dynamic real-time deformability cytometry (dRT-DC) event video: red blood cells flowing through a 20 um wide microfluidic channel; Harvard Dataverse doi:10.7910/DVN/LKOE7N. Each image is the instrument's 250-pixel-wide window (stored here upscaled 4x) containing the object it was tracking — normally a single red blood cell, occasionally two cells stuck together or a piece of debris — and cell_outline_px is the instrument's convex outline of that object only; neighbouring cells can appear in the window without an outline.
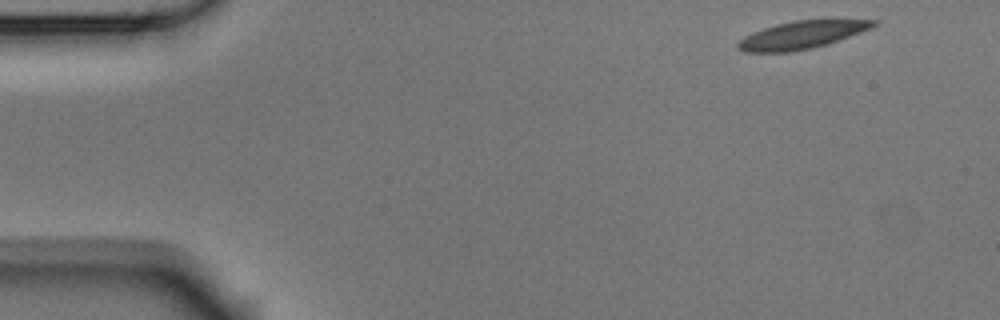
{"species": "Egyptian fruit bat (a non-hibernating species)", "species_latin": "Rousettus aegyptiacus", "temperature_condition": "room temperature", "stored_images_in_passage": 3, "camera_frame_rate_fps": 3000, "um_per_image_px": 0.085, "animal": {"sex": "male"}, "frame": {"image": 1, "passage_image": 1, "time_ms": 0.0, "image_size_px": [1000, 320], "cell_outline_px": [[880, 24], [860, 32], [828, 44], [812, 48], [788, 52], [744, 52], [736, 48], [736, 44], [744, 36], [752, 32], [776, 24], [792, 20], [880, 20]], "centroid_in_image_um": [68.12, 2.97], "position_along_channel_um": 16.9, "area_um2": 21.85}}